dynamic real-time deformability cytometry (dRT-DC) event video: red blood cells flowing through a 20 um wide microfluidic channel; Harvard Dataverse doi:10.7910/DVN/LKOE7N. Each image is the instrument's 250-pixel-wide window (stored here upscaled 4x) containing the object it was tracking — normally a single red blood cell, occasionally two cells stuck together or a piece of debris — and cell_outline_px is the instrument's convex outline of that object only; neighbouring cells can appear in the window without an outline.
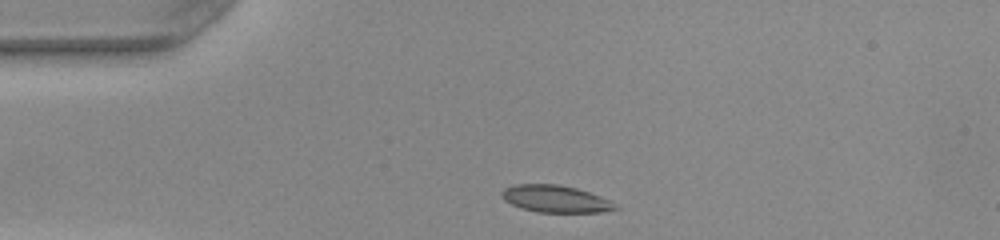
{"species": "common noctule bat (a hibernating species)", "species_latin": "Nyctalus noctula", "temperature_condition": "warm", "stored_images_in_passage": 30, "camera_frame_rate_fps": 3000, "um_per_image_px": 0.085, "animal": {"sex": "female", "body_mass_g": 22.0, "forearm_length_mm": 56.7}, "frame": {"image": 1, "passage_image": 1, "time_ms": 0.0, "image_size_px": [1000, 240], "cell_outline_px": [[620, 208], [604, 212], [536, 212], [520, 208], [504, 200], [500, 192], [504, 188], [516, 184], [556, 184], [576, 188], [600, 196], [616, 204]], "centroid_in_image_um": [47.2, 16.91], "position_along_channel_um": 37.8, "area_um2": 17.92}}
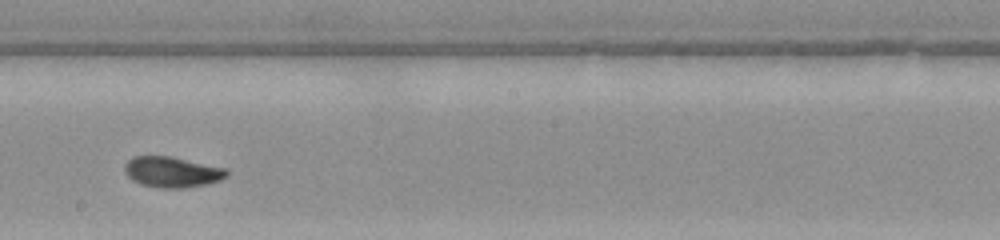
{"frame": {"image": 2, "passage_image": 18, "time_ms": 5.667, "image_size_px": [1000, 240], "cell_outline_px": [[228, 176], [220, 180], [208, 184], [184, 188], [160, 188], [140, 184], [132, 180], [124, 172], [124, 164], [132, 156], [168, 156], [228, 168]], "centroid_in_image_um": [14.63, 14.62], "position_along_channel_um": 233.6, "area_um2": 18.44}}
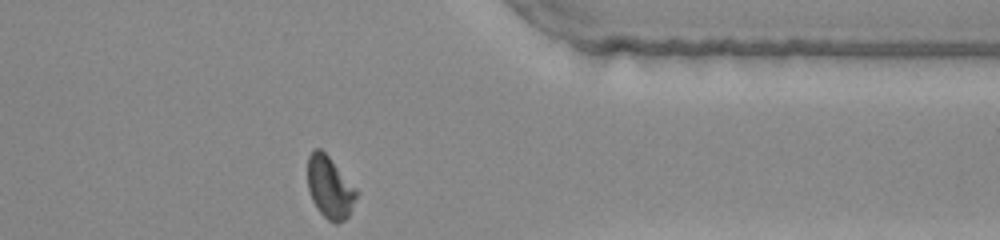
{"frame": {"image": 3, "passage_image": 30, "time_ms": 9.667, "image_size_px": [1000, 240], "cell_outline_px": [[360, 192], [348, 216], [344, 220], [336, 224], [328, 220], [316, 208], [312, 200], [308, 188], [308, 156], [316, 148], [320, 148], [328, 156]], "centroid_in_image_um": [28.05, 15.95], "position_along_channel_um": 383.3, "area_um2": 17.63}, "authors_computed_cell_mechanics": {"area_um2": 18.2359, "velocity_mm_per_s": 4.0534, "shape_relaxation_time_tau1_ms": 4.1798, "shape_relaxation_time_tau2_ms": 1.3127, "deformation_change_tau1": 0.1802, "deformation_change_tau2": 0.0637}}